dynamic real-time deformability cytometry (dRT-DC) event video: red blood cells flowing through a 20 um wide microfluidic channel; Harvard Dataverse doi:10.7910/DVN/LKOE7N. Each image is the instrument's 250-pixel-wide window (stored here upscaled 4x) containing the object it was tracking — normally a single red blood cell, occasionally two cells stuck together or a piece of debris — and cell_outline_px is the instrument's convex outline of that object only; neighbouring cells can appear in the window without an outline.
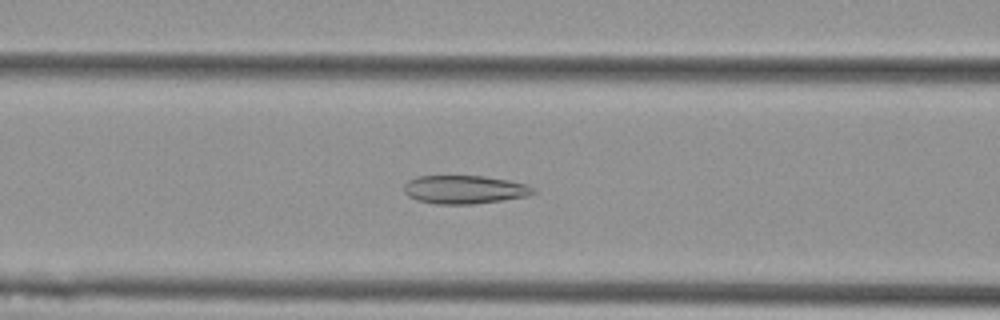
{"species": "Egyptian fruit bat (a non-hibernating species)", "species_latin": "Rousettus aegyptiacus", "temperature_condition": "cold", "stored_images_in_passage": 39, "camera_frame_rate_fps": 3000, "um_per_image_px": 0.085, "animal": {"sex": "female"}, "frame": {"image": 1, "passage_image": 7, "time_ms": 2.0, "image_size_px": [1000, 320], "cell_outline_px": [[536, 192], [528, 196], [504, 200], [472, 204], [436, 204], [416, 200], [408, 196], [404, 192], [404, 184], [408, 180], [416, 176], [484, 176], [508, 180], [528, 184], [536, 188]], "centroid_in_image_um": [39.5, 16.11], "position_along_channel_um": 127.1, "area_um2": 21.62}}
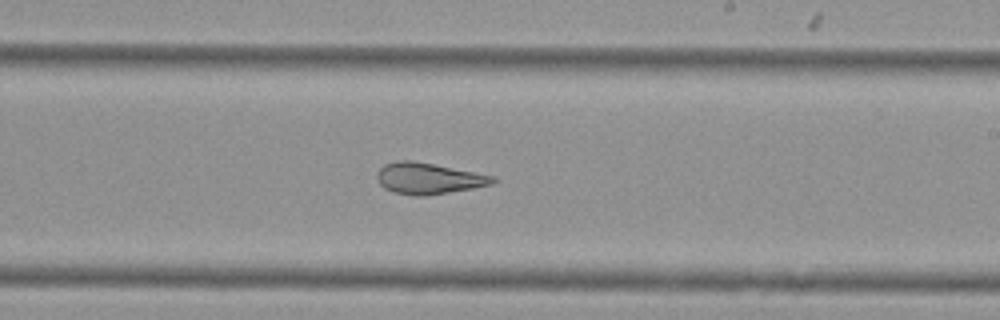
{"frame": {"image": 2, "passage_image": 17, "time_ms": 5.333, "image_size_px": [1000, 320], "cell_outline_px": [[496, 180], [492, 184], [472, 188], [424, 196], [412, 196], [396, 192], [384, 188], [380, 184], [376, 176], [376, 172], [384, 164], [396, 160], [412, 160], [496, 176]], "centroid_in_image_um": [36.39, 15.16], "position_along_channel_um": 252.6, "area_um2": 20.98}}
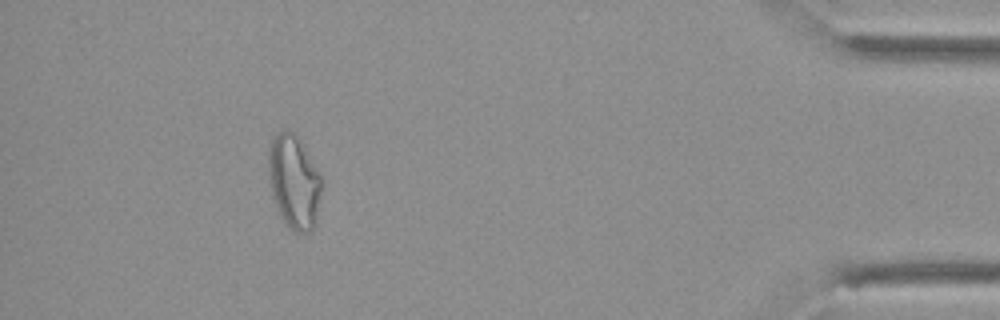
{"frame": {"image": 3, "passage_image": 34, "time_ms": 11.0, "image_size_px": [1000, 320], "cell_outline_px": [[324, 184], [316, 228], [312, 232], [292, 232], [280, 216], [272, 200], [268, 172], [268, 148], [272, 136], [284, 128], [292, 132], [304, 144], [320, 172]], "centroid_in_image_um": [25.02, 15.48], "position_along_channel_um": 410.2, "area_um2": 30.46}, "authors_computed_cell_mechanics": {"area_um2": 22.3108, "velocity_mm_per_s": 3.7803, "shape_relaxation_time_tau1_ms": null, "shape_relaxation_time_tau2_ms": 2.4738, "deformation_change_tau1": null, "deformation_change_tau2": 0.1176}}